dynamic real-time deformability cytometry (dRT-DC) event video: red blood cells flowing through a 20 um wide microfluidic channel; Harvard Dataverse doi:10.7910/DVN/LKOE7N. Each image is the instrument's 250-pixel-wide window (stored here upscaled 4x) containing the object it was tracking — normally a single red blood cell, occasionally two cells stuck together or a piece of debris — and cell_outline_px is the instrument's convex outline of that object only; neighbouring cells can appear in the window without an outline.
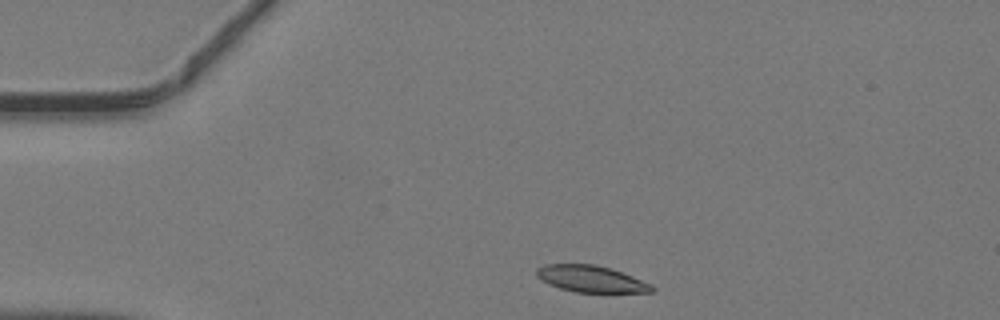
{"species": "common noctule bat (a hibernating species)", "species_latin": "Nyctalus noctula", "temperature_condition": "warm", "stored_images_in_passage": 4, "camera_frame_rate_fps": 3000, "um_per_image_px": 0.085, "animal": {"sex": "male", "body_mass_g": 19.2, "forearm_length_mm": 51.8}, "frame": {"image": 1, "passage_image": 1, "time_ms": 0.0, "image_size_px": [1000, 320], "cell_outline_px": [[656, 288], [652, 292], [576, 292], [560, 288], [548, 284], [536, 276], [536, 268], [544, 264], [596, 264], [632, 276], [652, 284]], "centroid_in_image_um": [50.21, 23.7], "position_along_channel_um": 34.8, "area_um2": 17.8}}